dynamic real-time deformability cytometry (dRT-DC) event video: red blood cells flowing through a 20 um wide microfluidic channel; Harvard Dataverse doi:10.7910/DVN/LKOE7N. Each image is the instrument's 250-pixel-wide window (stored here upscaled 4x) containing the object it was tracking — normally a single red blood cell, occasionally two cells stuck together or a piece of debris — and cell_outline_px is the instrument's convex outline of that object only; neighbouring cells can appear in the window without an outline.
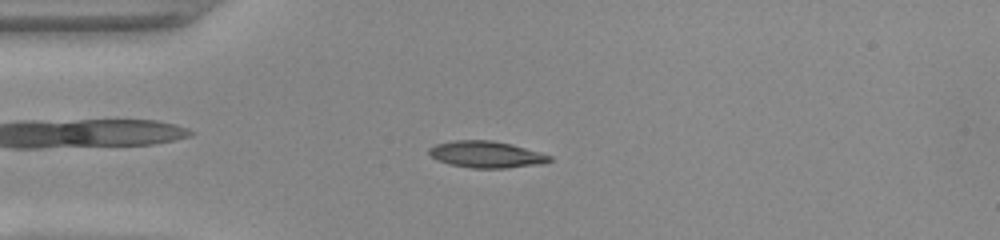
{"species": "common noctule bat (a hibernating species)", "species_latin": "Nyctalus noctula", "temperature_condition": "warm", "stored_images_in_passage": 50, "camera_frame_rate_fps": 3000, "um_per_image_px": 0.085, "animal": {"sex": "female", "body_mass_g": 22.0, "forearm_length_mm": 56.7}, "frame": {"image": 1, "passage_image": 12, "time_ms": 3.667, "image_size_px": [1000, 240], "cell_outline_px": [[552, 160], [544, 164], [504, 168], [472, 168], [448, 164], [436, 160], [428, 152], [428, 148], [436, 144], [456, 140], [492, 140], [512, 144], [540, 152], [552, 156]], "centroid_in_image_um": [41.35, 13.13], "position_along_channel_um": 43.7, "area_um2": 18.84}}
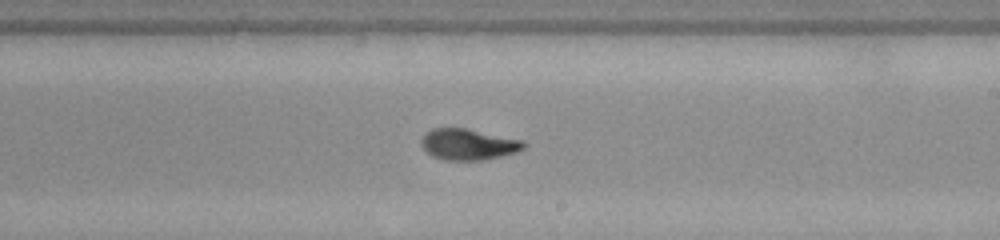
{"frame": {"image": 2, "passage_image": 29, "time_ms": 9.333, "image_size_px": [1000, 240], "cell_outline_px": [[528, 144], [524, 148], [516, 152], [484, 160], [444, 160], [432, 156], [420, 144], [420, 140], [424, 132], [432, 128], [464, 128], [524, 140]], "centroid_in_image_um": [39.79, 12.26], "position_along_channel_um": 249.2, "area_um2": 18.67}}
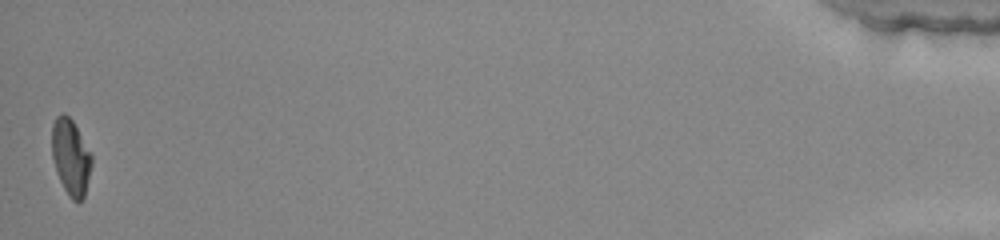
{"frame": {"image": 3, "passage_image": 50, "time_ms": 16.333, "image_size_px": [1000, 240], "cell_outline_px": [[92, 164], [84, 196], [80, 200], [72, 200], [68, 196], [60, 180], [52, 156], [52, 124], [56, 116], [64, 112], [72, 120], [92, 156]], "centroid_in_image_um": [6.01, 13.33], "position_along_channel_um": 429.2, "area_um2": 17.28}, "authors_computed_cell_mechanics": {"area_um2": 18.1492, "velocity_mm_per_s": 3.9777, "shape_relaxation_time_tau1_ms": 4.6149, "shape_relaxation_time_tau2_ms": 1.3926, "deformation_change_tau1": 0.2283, "deformation_change_tau2": 0.0671}}